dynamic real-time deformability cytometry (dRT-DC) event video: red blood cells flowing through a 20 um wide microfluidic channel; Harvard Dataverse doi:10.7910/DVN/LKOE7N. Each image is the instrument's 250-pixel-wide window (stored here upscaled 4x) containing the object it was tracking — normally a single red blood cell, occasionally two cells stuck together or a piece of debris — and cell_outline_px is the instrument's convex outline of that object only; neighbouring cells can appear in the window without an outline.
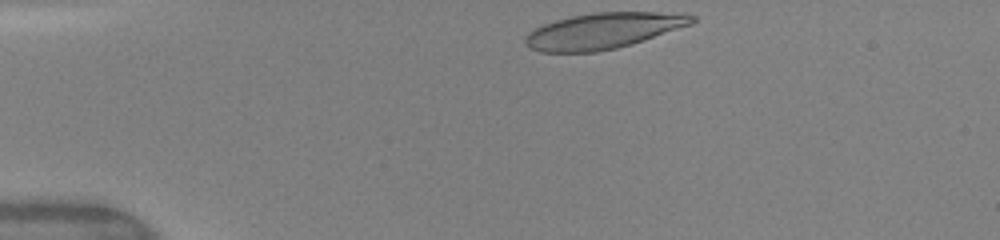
{"species": "human", "species_latin": "Homo sapiens", "temperature_condition": "warm", "stored_images_in_passage": 3, "camera_frame_rate_fps": 3000, "um_per_image_px": 0.085, "donor": {"sex": "female"}, "frame": {"image": 1, "passage_image": 1, "time_ms": 0.0, "image_size_px": [1000, 240], "cell_outline_px": [[696, 20], [692, 24], [632, 44], [616, 48], [596, 52], [540, 52], [528, 48], [524, 44], [524, 40], [528, 32], [544, 24], [556, 20], [572, 16], [596, 12], [684, 12], [696, 16]], "centroid_in_image_um": [51.3, 2.61], "position_along_channel_um": 33.7, "area_um2": 35.08}}